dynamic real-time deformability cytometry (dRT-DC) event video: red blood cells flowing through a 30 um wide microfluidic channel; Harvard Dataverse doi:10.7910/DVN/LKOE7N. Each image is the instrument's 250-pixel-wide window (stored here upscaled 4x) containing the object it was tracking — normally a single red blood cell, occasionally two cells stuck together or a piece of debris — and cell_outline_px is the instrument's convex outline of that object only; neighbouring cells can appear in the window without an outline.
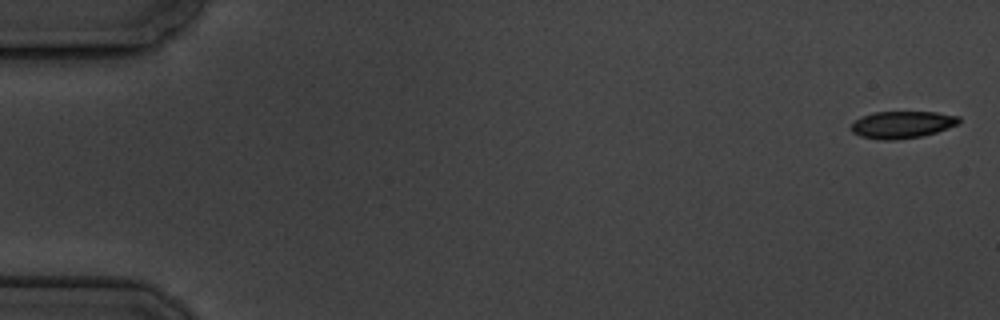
{"species": "common noctule bat (a hibernating species)", "species_latin": "Nyctalus noctula", "temperature_condition": "cold", "stored_images_in_passage": 9, "camera_frame_rate_fps": 3000, "um_per_image_px": 0.085, "animal": {"sex": "male", "body_mass_g": 19.5, "forearm_length_mm": 54.6}, "frame": {"image": 1, "passage_image": 1, "time_ms": 0.0, "image_size_px": [1000, 320], "cell_outline_px": [[960, 124], [936, 132], [920, 136], [896, 140], [880, 140], [860, 136], [852, 132], [848, 128], [856, 120], [864, 116], [876, 112], [936, 112], [960, 116]], "centroid_in_image_um": [76.69, 10.6], "position_along_channel_um": 8.3, "area_um2": 17.05}}
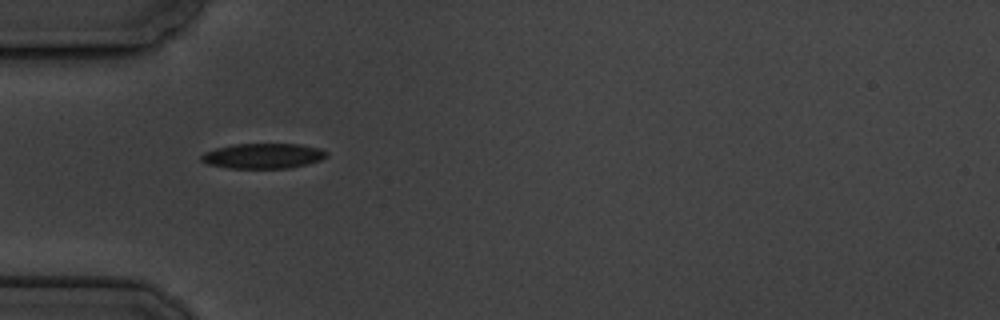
{"frame": {"image": 2, "passage_image": 6, "time_ms": 5.667, "image_size_px": [1000, 320], "cell_outline_px": [[328, 156], [320, 160], [308, 164], [292, 168], [228, 168], [208, 164], [200, 160], [200, 156], [204, 152], [216, 148], [232, 144], [300, 144], [320, 148], [328, 152]], "centroid_in_image_um": [22.38, 13.25], "position_along_channel_um": 62.6, "area_um2": 18.55}}
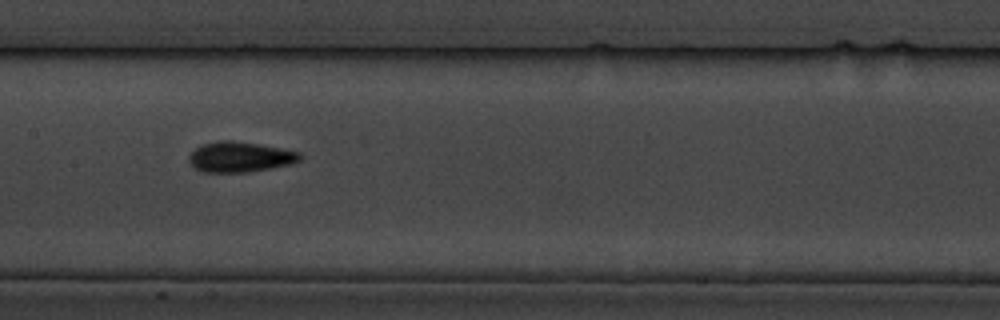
{"frame": {"image": 3, "passage_image": 9, "time_ms": 9.333, "image_size_px": [1000, 320], "cell_outline_px": [[300, 160], [292, 164], [248, 172], [200, 172], [188, 160], [188, 156], [200, 144], [216, 140], [232, 140], [260, 144], [300, 152]], "centroid_in_image_um": [20.37, 13.33], "position_along_channel_um": 187.0, "area_um2": 19.71}}